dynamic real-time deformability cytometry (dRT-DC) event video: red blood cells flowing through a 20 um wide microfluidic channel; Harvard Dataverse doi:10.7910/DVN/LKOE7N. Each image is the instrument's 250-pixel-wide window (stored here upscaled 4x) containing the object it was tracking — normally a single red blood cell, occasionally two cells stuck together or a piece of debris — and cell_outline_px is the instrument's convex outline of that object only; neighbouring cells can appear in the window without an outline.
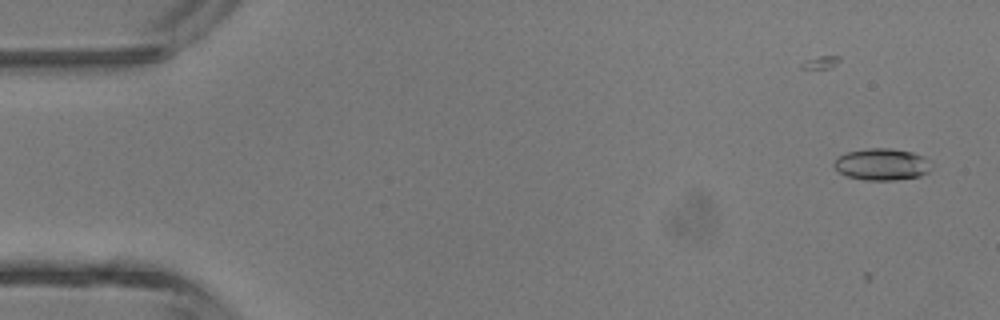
{"species": "common noctule bat (a hibernating species)", "species_latin": "Nyctalus noctula", "temperature_condition": "room temperature", "stored_images_in_passage": 5, "camera_frame_rate_fps": 3000, "um_per_image_px": 0.085, "animal": {"sex": "male", "body_mass_g": 13.3}, "frame": {"image": 1, "passage_image": 2, "time_ms": 1.0, "image_size_px": [1000, 320], "cell_outline_px": [[932, 168], [928, 172], [920, 176], [896, 180], [864, 180], [848, 176], [840, 172], [832, 164], [840, 156], [848, 152], [872, 148], [888, 148], [912, 152], [924, 156], [932, 160]], "centroid_in_image_um": [75.04, 13.97], "position_along_channel_um": 10.0, "area_um2": 18.03}}